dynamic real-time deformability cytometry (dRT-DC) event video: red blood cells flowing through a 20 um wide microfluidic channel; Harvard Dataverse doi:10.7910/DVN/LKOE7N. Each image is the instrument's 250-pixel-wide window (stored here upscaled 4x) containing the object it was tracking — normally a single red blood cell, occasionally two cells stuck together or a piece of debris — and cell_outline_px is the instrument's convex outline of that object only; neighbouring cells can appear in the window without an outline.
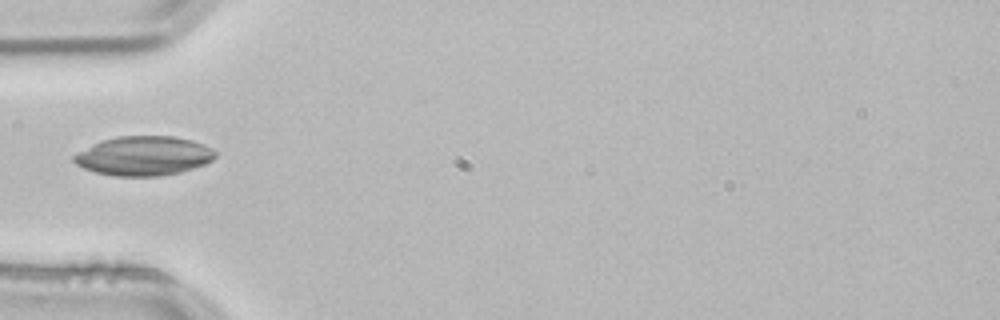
{"species": "common noctule bat (a hibernating species)", "species_latin": "Nyctalus noctula", "temperature_condition": "room temperature", "stored_images_in_passage": 1, "camera_frame_rate_fps": 3000, "um_per_image_px": 0.085, "animal": {"sex": "male", "body_mass_g": 21.5, "forearm_length_mm": 52.0}, "frame": {"image": 1, "passage_image": 1, "time_ms": 0.0, "image_size_px": [1000, 320], "cell_outline_px": [[216, 156], [212, 160], [204, 164], [180, 172], [160, 176], [112, 176], [96, 172], [84, 168], [76, 164], [72, 160], [72, 156], [104, 140], [116, 136], [172, 136], [192, 140], [204, 144], [212, 148], [216, 152]], "centroid_in_image_um": [12.25, 13.25], "position_along_channel_um": 72.8, "area_um2": 32.14}}